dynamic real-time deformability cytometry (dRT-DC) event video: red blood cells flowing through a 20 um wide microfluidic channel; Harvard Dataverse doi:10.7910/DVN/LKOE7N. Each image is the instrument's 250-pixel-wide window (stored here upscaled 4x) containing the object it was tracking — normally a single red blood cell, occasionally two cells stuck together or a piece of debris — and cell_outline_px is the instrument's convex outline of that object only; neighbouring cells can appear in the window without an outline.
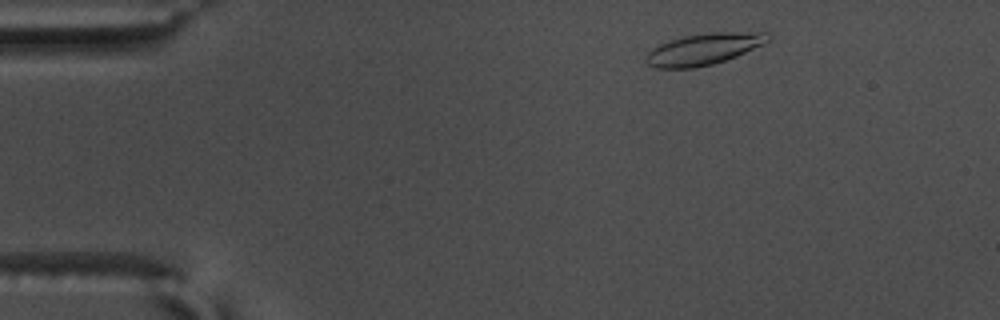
{"species": "common noctule bat (a hibernating species)", "species_latin": "Nyctalus noctula", "temperature_condition": "warm", "stored_images_in_passage": 52, "camera_frame_rate_fps": 3000, "um_per_image_px": 0.085, "animal": {"sex": "male", "body_mass_g": 17.5, "forearm_length_mm": 52.3}, "frame": {"image": 1, "passage_image": 4, "time_ms": 1.0, "image_size_px": [1000, 320], "cell_outline_px": [[772, 36], [764, 44], [736, 56], [712, 64], [696, 68], [652, 68], [644, 60], [648, 52], [652, 48], [660, 44], [684, 36], [712, 32], [768, 32]], "centroid_in_image_um": [59.81, 4.17], "position_along_channel_um": 25.2, "area_um2": 22.31}}
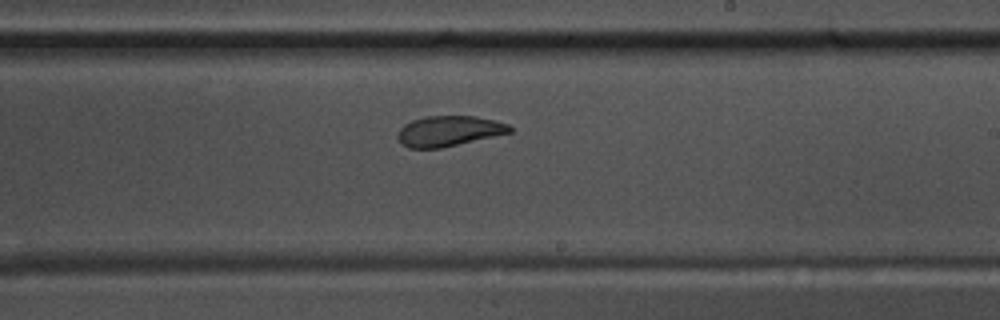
{"frame": {"image": 2, "passage_image": 29, "time_ms": 9.333, "image_size_px": [1000, 320], "cell_outline_px": [[512, 132], [440, 148], [408, 148], [400, 144], [396, 136], [400, 128], [404, 124], [412, 120], [424, 116], [476, 116], [508, 124], [512, 128]], "centroid_in_image_um": [38.1, 11.14], "position_along_channel_um": 250.9, "area_um2": 19.83}}
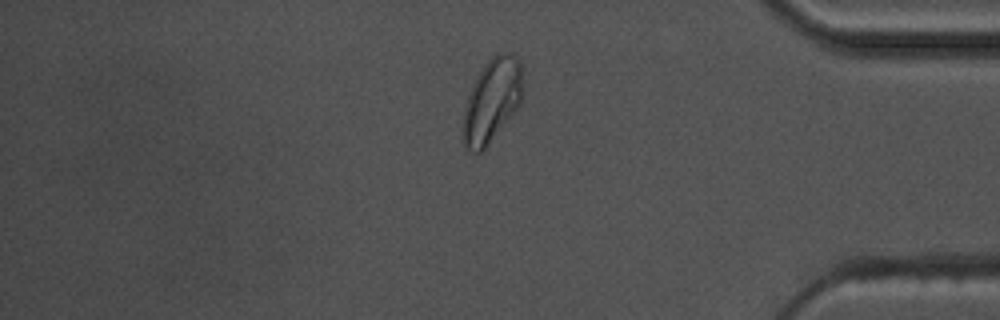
{"frame": {"image": 3, "passage_image": 43, "time_ms": 14.0, "image_size_px": [1000, 320], "cell_outline_px": [[524, 96], [520, 104], [488, 144], [480, 152], [476, 152], [464, 148], [464, 108], [472, 84], [484, 64], [496, 52], [508, 52], [516, 56], [520, 60], [524, 92]], "centroid_in_image_um": [41.85, 8.47], "position_along_channel_um": 393.4, "area_um2": 29.02}, "authors_computed_cell_mechanics": {"area_um2": 21.2993, "velocity_mm_per_s": 3.603, "shape_relaxation_time_tau1_ms": 5.3646, "shape_relaxation_time_tau2_ms": 1.5167, "deformation_change_tau1": 0.1534, "deformation_change_tau2": 0.0682}}